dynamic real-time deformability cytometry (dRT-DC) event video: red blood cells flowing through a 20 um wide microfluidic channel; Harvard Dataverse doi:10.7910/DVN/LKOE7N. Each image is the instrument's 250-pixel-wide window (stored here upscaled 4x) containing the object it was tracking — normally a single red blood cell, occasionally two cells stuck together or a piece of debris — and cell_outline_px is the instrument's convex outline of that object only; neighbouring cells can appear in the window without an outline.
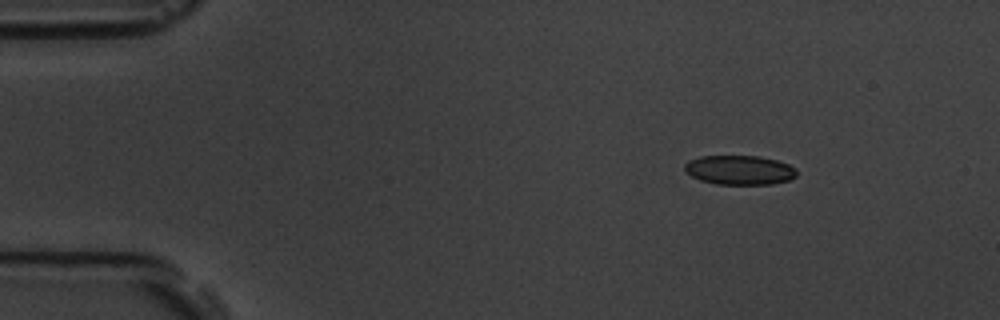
{"species": "common noctule bat (a hibernating species)", "species_latin": "Nyctalus noctula", "temperature_condition": "room temperature", "stored_images_in_passage": 7, "camera_frame_rate_fps": 3000, "um_per_image_px": 0.085, "animal": {"sex": "male", "body_mass_g": 19.5, "forearm_length_mm": 54.6}, "frame": {"image": 1, "passage_image": 1, "time_ms": 0.0, "image_size_px": [1000, 320], "cell_outline_px": [[796, 176], [788, 180], [772, 184], [716, 184], [700, 180], [692, 176], [684, 168], [684, 164], [688, 160], [700, 156], [760, 156], [776, 160], [788, 164], [796, 168]], "centroid_in_image_um": [62.86, 14.45], "position_along_channel_um": 22.1, "area_um2": 19.13}}
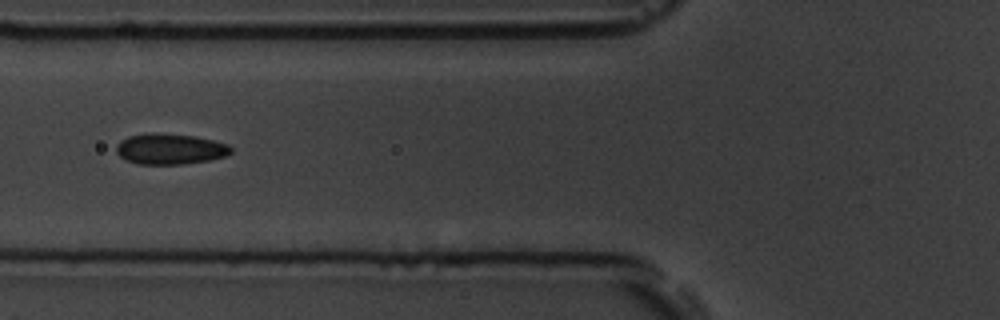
{"frame": {"image": 2, "passage_image": 5, "time_ms": 4.667, "image_size_px": [1000, 320], "cell_outline_px": [[232, 152], [224, 156], [208, 160], [180, 164], [136, 164], [124, 160], [116, 152], [116, 144], [120, 140], [128, 136], [152, 132], [196, 136], [228, 144], [232, 148]], "centroid_in_image_um": [14.4, 12.65], "position_along_channel_um": 111.4, "area_um2": 20.63}}
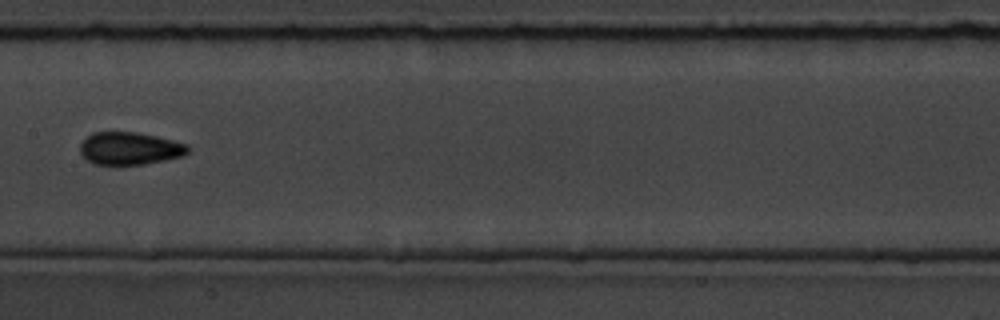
{"frame": {"image": 3, "passage_image": 7, "time_ms": 7.0, "image_size_px": [1000, 320], "cell_outline_px": [[192, 148], [184, 156], [144, 164], [92, 164], [80, 152], [80, 144], [92, 132], [136, 132], [156, 136], [188, 144]], "centroid_in_image_um": [11.06, 12.61], "position_along_channel_um": 196.3, "area_um2": 20.46}}